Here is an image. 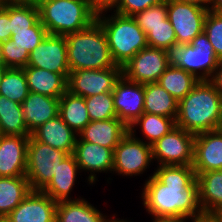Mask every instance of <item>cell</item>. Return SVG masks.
<instances>
[{
  "label": "cell",
  "instance_id": "cell-1",
  "mask_svg": "<svg viewBox=\"0 0 222 222\" xmlns=\"http://www.w3.org/2000/svg\"><path fill=\"white\" fill-rule=\"evenodd\" d=\"M141 198L152 216L189 219L201 211L198 180L192 165L157 166L145 180Z\"/></svg>",
  "mask_w": 222,
  "mask_h": 222
},
{
  "label": "cell",
  "instance_id": "cell-2",
  "mask_svg": "<svg viewBox=\"0 0 222 222\" xmlns=\"http://www.w3.org/2000/svg\"><path fill=\"white\" fill-rule=\"evenodd\" d=\"M175 122L195 135L222 128V96L210 80H200L178 101Z\"/></svg>",
  "mask_w": 222,
  "mask_h": 222
},
{
  "label": "cell",
  "instance_id": "cell-3",
  "mask_svg": "<svg viewBox=\"0 0 222 222\" xmlns=\"http://www.w3.org/2000/svg\"><path fill=\"white\" fill-rule=\"evenodd\" d=\"M65 37L70 72L118 66L111 56L104 30L97 20L87 28Z\"/></svg>",
  "mask_w": 222,
  "mask_h": 222
},
{
  "label": "cell",
  "instance_id": "cell-4",
  "mask_svg": "<svg viewBox=\"0 0 222 222\" xmlns=\"http://www.w3.org/2000/svg\"><path fill=\"white\" fill-rule=\"evenodd\" d=\"M48 34L66 36L90 26L97 17L88 0H35Z\"/></svg>",
  "mask_w": 222,
  "mask_h": 222
},
{
  "label": "cell",
  "instance_id": "cell-5",
  "mask_svg": "<svg viewBox=\"0 0 222 222\" xmlns=\"http://www.w3.org/2000/svg\"><path fill=\"white\" fill-rule=\"evenodd\" d=\"M105 13L97 14L96 20L104 30L115 64L122 67L135 54L148 47L147 37L132 16L116 12L106 16Z\"/></svg>",
  "mask_w": 222,
  "mask_h": 222
},
{
  "label": "cell",
  "instance_id": "cell-6",
  "mask_svg": "<svg viewBox=\"0 0 222 222\" xmlns=\"http://www.w3.org/2000/svg\"><path fill=\"white\" fill-rule=\"evenodd\" d=\"M171 60L175 66L193 74L198 80H211L220 62L204 32L190 44L177 46L171 52Z\"/></svg>",
  "mask_w": 222,
  "mask_h": 222
},
{
  "label": "cell",
  "instance_id": "cell-7",
  "mask_svg": "<svg viewBox=\"0 0 222 222\" xmlns=\"http://www.w3.org/2000/svg\"><path fill=\"white\" fill-rule=\"evenodd\" d=\"M69 154L37 141L32 135L27 145L26 178L32 191H42L53 178L59 164Z\"/></svg>",
  "mask_w": 222,
  "mask_h": 222
},
{
  "label": "cell",
  "instance_id": "cell-8",
  "mask_svg": "<svg viewBox=\"0 0 222 222\" xmlns=\"http://www.w3.org/2000/svg\"><path fill=\"white\" fill-rule=\"evenodd\" d=\"M136 137V133L127 132L113 151V174L138 176L151 165L152 146Z\"/></svg>",
  "mask_w": 222,
  "mask_h": 222
},
{
  "label": "cell",
  "instance_id": "cell-9",
  "mask_svg": "<svg viewBox=\"0 0 222 222\" xmlns=\"http://www.w3.org/2000/svg\"><path fill=\"white\" fill-rule=\"evenodd\" d=\"M167 17L174 29L177 46L190 44L192 40L204 32L207 9L179 0H166Z\"/></svg>",
  "mask_w": 222,
  "mask_h": 222
},
{
  "label": "cell",
  "instance_id": "cell-10",
  "mask_svg": "<svg viewBox=\"0 0 222 222\" xmlns=\"http://www.w3.org/2000/svg\"><path fill=\"white\" fill-rule=\"evenodd\" d=\"M171 63V52L148 46L122 66V75L135 83H154Z\"/></svg>",
  "mask_w": 222,
  "mask_h": 222
},
{
  "label": "cell",
  "instance_id": "cell-11",
  "mask_svg": "<svg viewBox=\"0 0 222 222\" xmlns=\"http://www.w3.org/2000/svg\"><path fill=\"white\" fill-rule=\"evenodd\" d=\"M195 134L175 126L153 143L152 158L162 165H192Z\"/></svg>",
  "mask_w": 222,
  "mask_h": 222
},
{
  "label": "cell",
  "instance_id": "cell-12",
  "mask_svg": "<svg viewBox=\"0 0 222 222\" xmlns=\"http://www.w3.org/2000/svg\"><path fill=\"white\" fill-rule=\"evenodd\" d=\"M121 75V66L71 71L67 79V91L84 98L100 93L112 92L115 83Z\"/></svg>",
  "mask_w": 222,
  "mask_h": 222
},
{
  "label": "cell",
  "instance_id": "cell-13",
  "mask_svg": "<svg viewBox=\"0 0 222 222\" xmlns=\"http://www.w3.org/2000/svg\"><path fill=\"white\" fill-rule=\"evenodd\" d=\"M27 66L59 73L67 80L70 69L66 37L47 34L41 43L29 53Z\"/></svg>",
  "mask_w": 222,
  "mask_h": 222
},
{
  "label": "cell",
  "instance_id": "cell-14",
  "mask_svg": "<svg viewBox=\"0 0 222 222\" xmlns=\"http://www.w3.org/2000/svg\"><path fill=\"white\" fill-rule=\"evenodd\" d=\"M112 93L117 118L129 127L144 113V84L132 82L121 75Z\"/></svg>",
  "mask_w": 222,
  "mask_h": 222
},
{
  "label": "cell",
  "instance_id": "cell-15",
  "mask_svg": "<svg viewBox=\"0 0 222 222\" xmlns=\"http://www.w3.org/2000/svg\"><path fill=\"white\" fill-rule=\"evenodd\" d=\"M192 167L196 175L222 170V128L195 135Z\"/></svg>",
  "mask_w": 222,
  "mask_h": 222
},
{
  "label": "cell",
  "instance_id": "cell-16",
  "mask_svg": "<svg viewBox=\"0 0 222 222\" xmlns=\"http://www.w3.org/2000/svg\"><path fill=\"white\" fill-rule=\"evenodd\" d=\"M57 202L42 191H30L6 218L10 222H55Z\"/></svg>",
  "mask_w": 222,
  "mask_h": 222
},
{
  "label": "cell",
  "instance_id": "cell-17",
  "mask_svg": "<svg viewBox=\"0 0 222 222\" xmlns=\"http://www.w3.org/2000/svg\"><path fill=\"white\" fill-rule=\"evenodd\" d=\"M73 155L81 171H89V184L97 181L95 173H112L113 150L87 141H77Z\"/></svg>",
  "mask_w": 222,
  "mask_h": 222
},
{
  "label": "cell",
  "instance_id": "cell-18",
  "mask_svg": "<svg viewBox=\"0 0 222 222\" xmlns=\"http://www.w3.org/2000/svg\"><path fill=\"white\" fill-rule=\"evenodd\" d=\"M30 136H0V177L26 176Z\"/></svg>",
  "mask_w": 222,
  "mask_h": 222
},
{
  "label": "cell",
  "instance_id": "cell-19",
  "mask_svg": "<svg viewBox=\"0 0 222 222\" xmlns=\"http://www.w3.org/2000/svg\"><path fill=\"white\" fill-rule=\"evenodd\" d=\"M128 127L118 118L90 121L79 133L77 141H87L113 151Z\"/></svg>",
  "mask_w": 222,
  "mask_h": 222
},
{
  "label": "cell",
  "instance_id": "cell-20",
  "mask_svg": "<svg viewBox=\"0 0 222 222\" xmlns=\"http://www.w3.org/2000/svg\"><path fill=\"white\" fill-rule=\"evenodd\" d=\"M31 135L44 144L66 153L73 154L78 134L72 130L60 117L50 119L36 128Z\"/></svg>",
  "mask_w": 222,
  "mask_h": 222
},
{
  "label": "cell",
  "instance_id": "cell-21",
  "mask_svg": "<svg viewBox=\"0 0 222 222\" xmlns=\"http://www.w3.org/2000/svg\"><path fill=\"white\" fill-rule=\"evenodd\" d=\"M60 98L29 92L21 104L27 130L36 128L59 115Z\"/></svg>",
  "mask_w": 222,
  "mask_h": 222
},
{
  "label": "cell",
  "instance_id": "cell-22",
  "mask_svg": "<svg viewBox=\"0 0 222 222\" xmlns=\"http://www.w3.org/2000/svg\"><path fill=\"white\" fill-rule=\"evenodd\" d=\"M81 173L73 154L68 155L60 164L48 185L42 190L54 201L62 202L72 200L71 192L77 174ZM70 194V195H69Z\"/></svg>",
  "mask_w": 222,
  "mask_h": 222
},
{
  "label": "cell",
  "instance_id": "cell-23",
  "mask_svg": "<svg viewBox=\"0 0 222 222\" xmlns=\"http://www.w3.org/2000/svg\"><path fill=\"white\" fill-rule=\"evenodd\" d=\"M23 69L29 92L60 98L67 91V80L61 74L31 66Z\"/></svg>",
  "mask_w": 222,
  "mask_h": 222
},
{
  "label": "cell",
  "instance_id": "cell-24",
  "mask_svg": "<svg viewBox=\"0 0 222 222\" xmlns=\"http://www.w3.org/2000/svg\"><path fill=\"white\" fill-rule=\"evenodd\" d=\"M107 216L84 198L57 203L55 222H107Z\"/></svg>",
  "mask_w": 222,
  "mask_h": 222
},
{
  "label": "cell",
  "instance_id": "cell-25",
  "mask_svg": "<svg viewBox=\"0 0 222 222\" xmlns=\"http://www.w3.org/2000/svg\"><path fill=\"white\" fill-rule=\"evenodd\" d=\"M201 210L222 212V170L198 173Z\"/></svg>",
  "mask_w": 222,
  "mask_h": 222
},
{
  "label": "cell",
  "instance_id": "cell-26",
  "mask_svg": "<svg viewBox=\"0 0 222 222\" xmlns=\"http://www.w3.org/2000/svg\"><path fill=\"white\" fill-rule=\"evenodd\" d=\"M144 112L175 120L178 112V100L158 82L144 84Z\"/></svg>",
  "mask_w": 222,
  "mask_h": 222
},
{
  "label": "cell",
  "instance_id": "cell-27",
  "mask_svg": "<svg viewBox=\"0 0 222 222\" xmlns=\"http://www.w3.org/2000/svg\"><path fill=\"white\" fill-rule=\"evenodd\" d=\"M30 191L26 176L0 177V218L10 214Z\"/></svg>",
  "mask_w": 222,
  "mask_h": 222
},
{
  "label": "cell",
  "instance_id": "cell-28",
  "mask_svg": "<svg viewBox=\"0 0 222 222\" xmlns=\"http://www.w3.org/2000/svg\"><path fill=\"white\" fill-rule=\"evenodd\" d=\"M59 115L77 134L90 122L85 98L69 91L60 97Z\"/></svg>",
  "mask_w": 222,
  "mask_h": 222
},
{
  "label": "cell",
  "instance_id": "cell-29",
  "mask_svg": "<svg viewBox=\"0 0 222 222\" xmlns=\"http://www.w3.org/2000/svg\"><path fill=\"white\" fill-rule=\"evenodd\" d=\"M0 133L1 135L30 136L27 130L20 103L0 95Z\"/></svg>",
  "mask_w": 222,
  "mask_h": 222
},
{
  "label": "cell",
  "instance_id": "cell-30",
  "mask_svg": "<svg viewBox=\"0 0 222 222\" xmlns=\"http://www.w3.org/2000/svg\"><path fill=\"white\" fill-rule=\"evenodd\" d=\"M193 74L171 63L157 81L176 100L183 99L199 82Z\"/></svg>",
  "mask_w": 222,
  "mask_h": 222
},
{
  "label": "cell",
  "instance_id": "cell-31",
  "mask_svg": "<svg viewBox=\"0 0 222 222\" xmlns=\"http://www.w3.org/2000/svg\"><path fill=\"white\" fill-rule=\"evenodd\" d=\"M140 125V130L146 138V144L152 145L162 136L166 135L172 128L176 126L173 118L159 116L150 113H143L128 127L129 132H136L135 126Z\"/></svg>",
  "mask_w": 222,
  "mask_h": 222
},
{
  "label": "cell",
  "instance_id": "cell-32",
  "mask_svg": "<svg viewBox=\"0 0 222 222\" xmlns=\"http://www.w3.org/2000/svg\"><path fill=\"white\" fill-rule=\"evenodd\" d=\"M29 94L23 68H6L0 83V95L22 104Z\"/></svg>",
  "mask_w": 222,
  "mask_h": 222
},
{
  "label": "cell",
  "instance_id": "cell-33",
  "mask_svg": "<svg viewBox=\"0 0 222 222\" xmlns=\"http://www.w3.org/2000/svg\"><path fill=\"white\" fill-rule=\"evenodd\" d=\"M90 121L117 118L112 92H105L85 98Z\"/></svg>",
  "mask_w": 222,
  "mask_h": 222
},
{
  "label": "cell",
  "instance_id": "cell-34",
  "mask_svg": "<svg viewBox=\"0 0 222 222\" xmlns=\"http://www.w3.org/2000/svg\"><path fill=\"white\" fill-rule=\"evenodd\" d=\"M39 19V9L35 0L19 5H10L12 32L31 28Z\"/></svg>",
  "mask_w": 222,
  "mask_h": 222
},
{
  "label": "cell",
  "instance_id": "cell-35",
  "mask_svg": "<svg viewBox=\"0 0 222 222\" xmlns=\"http://www.w3.org/2000/svg\"><path fill=\"white\" fill-rule=\"evenodd\" d=\"M146 37L149 47L161 48L169 52L177 47L175 32L168 17L163 20V24L151 27Z\"/></svg>",
  "mask_w": 222,
  "mask_h": 222
},
{
  "label": "cell",
  "instance_id": "cell-36",
  "mask_svg": "<svg viewBox=\"0 0 222 222\" xmlns=\"http://www.w3.org/2000/svg\"><path fill=\"white\" fill-rule=\"evenodd\" d=\"M47 30L41 23L40 19L28 29L14 30L10 40L15 42V45L26 49L29 53L37 47L41 41L47 36Z\"/></svg>",
  "mask_w": 222,
  "mask_h": 222
},
{
  "label": "cell",
  "instance_id": "cell-37",
  "mask_svg": "<svg viewBox=\"0 0 222 222\" xmlns=\"http://www.w3.org/2000/svg\"><path fill=\"white\" fill-rule=\"evenodd\" d=\"M141 29L147 34L151 27L163 24L167 18L166 0L162 3L140 11L132 16Z\"/></svg>",
  "mask_w": 222,
  "mask_h": 222
},
{
  "label": "cell",
  "instance_id": "cell-38",
  "mask_svg": "<svg viewBox=\"0 0 222 222\" xmlns=\"http://www.w3.org/2000/svg\"><path fill=\"white\" fill-rule=\"evenodd\" d=\"M204 33L213 46L218 59L222 61V13L208 11L204 23Z\"/></svg>",
  "mask_w": 222,
  "mask_h": 222
},
{
  "label": "cell",
  "instance_id": "cell-39",
  "mask_svg": "<svg viewBox=\"0 0 222 222\" xmlns=\"http://www.w3.org/2000/svg\"><path fill=\"white\" fill-rule=\"evenodd\" d=\"M4 64L6 68H24L29 60V52L12 40L1 42Z\"/></svg>",
  "mask_w": 222,
  "mask_h": 222
},
{
  "label": "cell",
  "instance_id": "cell-40",
  "mask_svg": "<svg viewBox=\"0 0 222 222\" xmlns=\"http://www.w3.org/2000/svg\"><path fill=\"white\" fill-rule=\"evenodd\" d=\"M165 0H120L117 7L112 11L121 15L133 16L147 8L158 5Z\"/></svg>",
  "mask_w": 222,
  "mask_h": 222
},
{
  "label": "cell",
  "instance_id": "cell-41",
  "mask_svg": "<svg viewBox=\"0 0 222 222\" xmlns=\"http://www.w3.org/2000/svg\"><path fill=\"white\" fill-rule=\"evenodd\" d=\"M11 36L10 5L0 6V43L10 40Z\"/></svg>",
  "mask_w": 222,
  "mask_h": 222
},
{
  "label": "cell",
  "instance_id": "cell-42",
  "mask_svg": "<svg viewBox=\"0 0 222 222\" xmlns=\"http://www.w3.org/2000/svg\"><path fill=\"white\" fill-rule=\"evenodd\" d=\"M88 1L90 3L92 10L96 14H100L103 12H106L107 14L108 10L109 12L114 10V8H116L120 2V0H88Z\"/></svg>",
  "mask_w": 222,
  "mask_h": 222
},
{
  "label": "cell",
  "instance_id": "cell-43",
  "mask_svg": "<svg viewBox=\"0 0 222 222\" xmlns=\"http://www.w3.org/2000/svg\"><path fill=\"white\" fill-rule=\"evenodd\" d=\"M190 219L191 222H222V212L201 210Z\"/></svg>",
  "mask_w": 222,
  "mask_h": 222
},
{
  "label": "cell",
  "instance_id": "cell-44",
  "mask_svg": "<svg viewBox=\"0 0 222 222\" xmlns=\"http://www.w3.org/2000/svg\"><path fill=\"white\" fill-rule=\"evenodd\" d=\"M210 81L215 85L216 89L222 96V61L219 62V65Z\"/></svg>",
  "mask_w": 222,
  "mask_h": 222
},
{
  "label": "cell",
  "instance_id": "cell-45",
  "mask_svg": "<svg viewBox=\"0 0 222 222\" xmlns=\"http://www.w3.org/2000/svg\"><path fill=\"white\" fill-rule=\"evenodd\" d=\"M153 222H186L187 218L167 217V216H152Z\"/></svg>",
  "mask_w": 222,
  "mask_h": 222
},
{
  "label": "cell",
  "instance_id": "cell-46",
  "mask_svg": "<svg viewBox=\"0 0 222 222\" xmlns=\"http://www.w3.org/2000/svg\"><path fill=\"white\" fill-rule=\"evenodd\" d=\"M179 1L196 4L207 10H210V6L212 3V0H179Z\"/></svg>",
  "mask_w": 222,
  "mask_h": 222
},
{
  "label": "cell",
  "instance_id": "cell-47",
  "mask_svg": "<svg viewBox=\"0 0 222 222\" xmlns=\"http://www.w3.org/2000/svg\"><path fill=\"white\" fill-rule=\"evenodd\" d=\"M210 11L222 13V0H212Z\"/></svg>",
  "mask_w": 222,
  "mask_h": 222
},
{
  "label": "cell",
  "instance_id": "cell-48",
  "mask_svg": "<svg viewBox=\"0 0 222 222\" xmlns=\"http://www.w3.org/2000/svg\"><path fill=\"white\" fill-rule=\"evenodd\" d=\"M31 0H0V6H6V5H19L26 2H29Z\"/></svg>",
  "mask_w": 222,
  "mask_h": 222
},
{
  "label": "cell",
  "instance_id": "cell-49",
  "mask_svg": "<svg viewBox=\"0 0 222 222\" xmlns=\"http://www.w3.org/2000/svg\"><path fill=\"white\" fill-rule=\"evenodd\" d=\"M115 215H113L112 219H107V222H131V221H127L125 219H119V218H115Z\"/></svg>",
  "mask_w": 222,
  "mask_h": 222
},
{
  "label": "cell",
  "instance_id": "cell-50",
  "mask_svg": "<svg viewBox=\"0 0 222 222\" xmlns=\"http://www.w3.org/2000/svg\"><path fill=\"white\" fill-rule=\"evenodd\" d=\"M0 66H5L4 59H3L1 43H0Z\"/></svg>",
  "mask_w": 222,
  "mask_h": 222
},
{
  "label": "cell",
  "instance_id": "cell-51",
  "mask_svg": "<svg viewBox=\"0 0 222 222\" xmlns=\"http://www.w3.org/2000/svg\"><path fill=\"white\" fill-rule=\"evenodd\" d=\"M5 70H6L5 66H0V83H1V80H2V77H3V74H4Z\"/></svg>",
  "mask_w": 222,
  "mask_h": 222
},
{
  "label": "cell",
  "instance_id": "cell-52",
  "mask_svg": "<svg viewBox=\"0 0 222 222\" xmlns=\"http://www.w3.org/2000/svg\"><path fill=\"white\" fill-rule=\"evenodd\" d=\"M0 222H10L6 217L0 218Z\"/></svg>",
  "mask_w": 222,
  "mask_h": 222
}]
</instances>
